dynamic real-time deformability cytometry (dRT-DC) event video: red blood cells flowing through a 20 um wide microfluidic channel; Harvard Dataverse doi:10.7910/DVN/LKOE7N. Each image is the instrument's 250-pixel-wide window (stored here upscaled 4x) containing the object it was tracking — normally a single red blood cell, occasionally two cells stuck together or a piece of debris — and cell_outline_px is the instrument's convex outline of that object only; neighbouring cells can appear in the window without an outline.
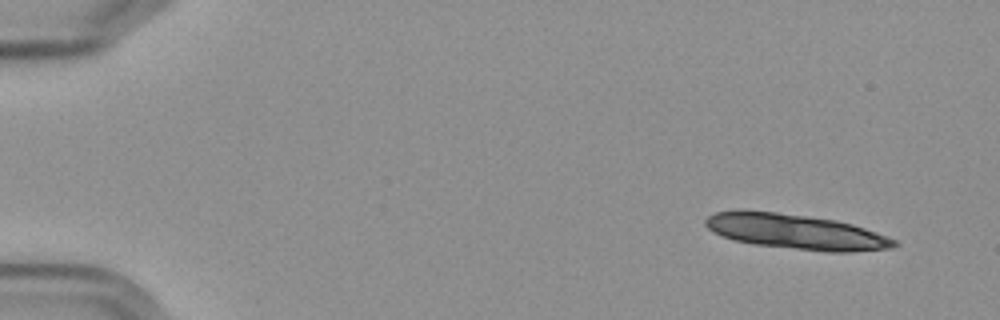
{"species": "Egyptian fruit bat (a non-hibernating species)", "species_latin": "Rousettus aegyptiacus", "temperature_condition": "cold", "stored_images_in_passage": 5, "camera_frame_rate_fps": 3000, "um_per_image_px": 0.085, "frame": {"image": 1, "passage_image": 1, "time_ms": 0.0, "image_size_px": [1000, 320], "cell_outline_px": [[900, 244], [892, 248], [852, 252], [824, 252], [756, 244], [732, 240], [720, 236], [712, 232], [704, 224], [704, 220], [708, 216], [716, 212], [776, 212], [808, 216], [836, 220], [852, 224], [888, 236], [896, 240]], "centroid_in_image_um": [67.71, 19.72], "position_along_channel_um": 17.3, "area_um2": 38.21}}
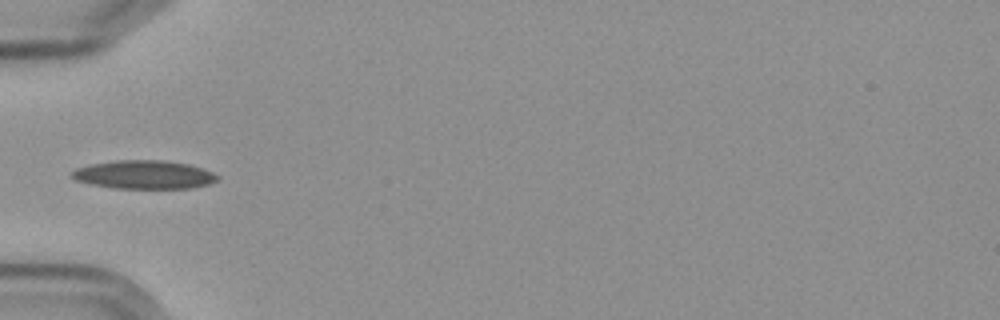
{"frame": {"image": 2, "passage_image": 5, "time_ms": 5.333, "image_size_px": [1000, 320], "cell_outline_px": [[220, 180], [208, 184], [192, 188], [112, 188], [92, 184], [76, 180], [72, 176], [72, 172], [76, 168], [92, 164], [120, 160], [160, 160], [188, 164], [212, 172], [220, 176]], "centroid_in_image_um": [12.28, 14.85], "position_along_channel_um": 72.7, "area_um2": 23.93}}